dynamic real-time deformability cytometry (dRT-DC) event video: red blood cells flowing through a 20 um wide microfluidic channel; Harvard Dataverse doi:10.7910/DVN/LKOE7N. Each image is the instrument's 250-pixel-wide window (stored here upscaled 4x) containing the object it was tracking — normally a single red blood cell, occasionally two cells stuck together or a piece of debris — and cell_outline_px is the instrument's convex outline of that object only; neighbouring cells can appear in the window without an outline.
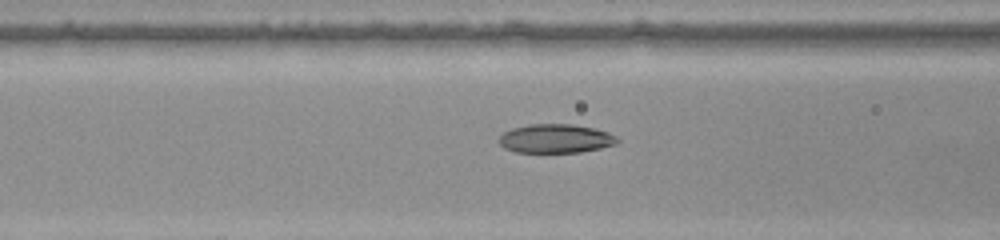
{"species": "common noctule bat (a hibernating species)", "species_latin": "Nyctalus noctula", "temperature_condition": "warm", "stored_images_in_passage": 42, "camera_frame_rate_fps": 3000, "um_per_image_px": 0.085, "animal": {"sex": "female", "body_mass_g": 22.0, "forearm_length_mm": 56.7}, "frame": {"image": 1, "passage_image": 11, "time_ms": 3.333, "image_size_px": [1000, 240], "cell_outline_px": [[620, 140], [616, 144], [600, 148], [580, 152], [516, 152], [504, 148], [500, 144], [500, 136], [504, 132], [512, 128], [528, 124], [572, 124], [596, 128], [608, 132], [616, 136]], "centroid_in_image_um": [47.25, 11.77], "position_along_channel_um": 119.3, "area_um2": 19.94}}
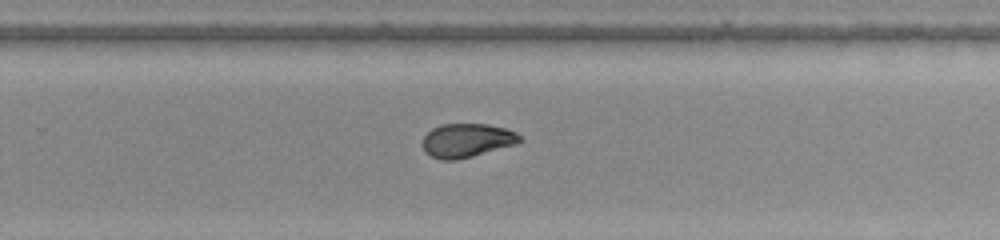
{"frame": {"image": 2, "passage_image": 24, "time_ms": 7.667, "image_size_px": [1000, 240], "cell_outline_px": [[524, 140], [516, 144], [472, 156], [456, 160], [440, 160], [424, 152], [424, 136], [432, 128], [440, 124], [488, 124], [504, 128], [516, 132]], "centroid_in_image_um": [39.69, 11.93], "position_along_channel_um": 290.1, "area_um2": 19.07}}
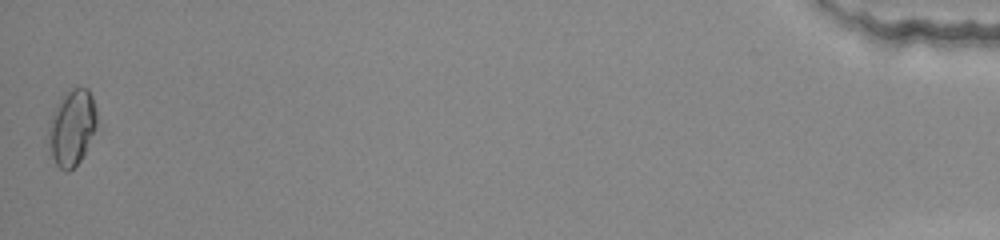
{"frame": {"image": 3, "passage_image": 42, "time_ms": 13.667, "image_size_px": [1000, 240], "cell_outline_px": [[96, 124], [84, 152], [80, 160], [68, 172], [60, 168], [56, 164], [52, 156], [48, 132], [48, 124], [52, 112], [64, 92], [72, 88], [88, 88], [92, 96], [96, 108]], "centroid_in_image_um": [6.09, 10.79], "position_along_channel_um": 429.1, "area_um2": 21.04}, "authors_computed_cell_mechanics": {"area_um2": 19.5364, "velocity_mm_per_s": 3.9491, "shape_relaxation_time_tau1_ms": null, "shape_relaxation_time_tau2_ms": 3.4575, "deformation_change_tau1": null, "deformation_change_tau2": 0.0562}}